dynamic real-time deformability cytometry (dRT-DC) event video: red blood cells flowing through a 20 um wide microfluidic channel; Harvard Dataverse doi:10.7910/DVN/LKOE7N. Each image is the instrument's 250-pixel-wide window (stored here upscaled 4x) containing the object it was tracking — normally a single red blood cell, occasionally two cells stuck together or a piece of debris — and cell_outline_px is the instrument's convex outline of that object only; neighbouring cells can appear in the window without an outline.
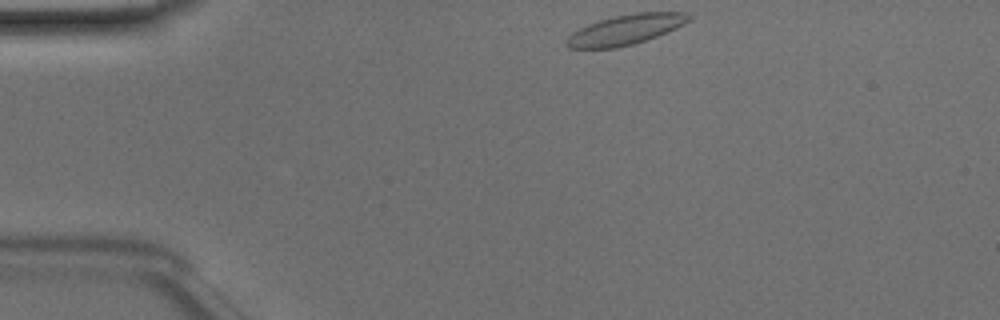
{"species": "Egyptian fruit bat (a non-hibernating species)", "species_latin": "Rousettus aegyptiacus", "temperature_condition": "room temperature", "stored_images_in_passage": 41, "camera_frame_rate_fps": 3000, "um_per_image_px": 0.085, "animal": {"sex": "male"}, "frame": {"image": 1, "passage_image": 1, "time_ms": 0.0, "image_size_px": [1000, 320], "cell_outline_px": [[696, 16], [692, 20], [668, 32], [632, 44], [616, 48], [568, 48], [564, 44], [564, 40], [572, 32], [588, 24], [600, 20], [616, 16], [636, 12], [684, 12]], "centroid_in_image_um": [53.2, 2.51], "position_along_channel_um": 31.8, "area_um2": 21.5}}
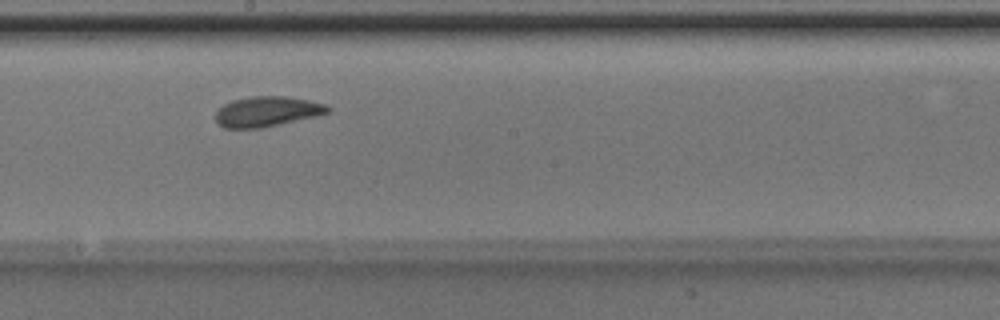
{"frame": {"image": 2, "passage_image": 19, "time_ms": 6.0, "image_size_px": [1000, 320], "cell_outline_px": [[332, 108], [328, 112], [320, 116], [260, 128], [224, 128], [216, 124], [216, 112], [224, 104], [232, 100], [252, 96], [284, 96], [308, 100], [328, 104]], "centroid_in_image_um": [22.73, 9.48], "position_along_channel_um": 225.5, "area_um2": 19.94}}
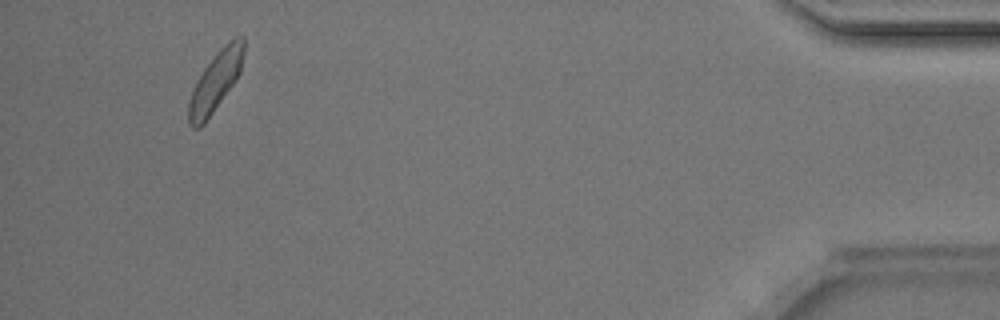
{"frame": {"image": 3, "passage_image": 38, "time_ms": 12.333, "image_size_px": [1000, 320], "cell_outline_px": [[244, 52], [240, 72], [232, 84], [204, 124], [200, 128], [192, 128], [188, 124], [188, 104], [192, 92], [204, 68], [220, 48], [236, 36], [244, 36]], "centroid_in_image_um": [18.31, 6.93], "position_along_channel_um": 416.9, "area_um2": 18.61}, "authors_computed_cell_mechanics": {"area_um2": 19.1896, "velocity_mm_per_s": 4.1071, "shape_relaxation_time_tau1_ms": 2.665, "shape_relaxation_time_tau2_ms": 1.2266, "deformation_change_tau1": 0.0993, "deformation_change_tau2": 0.0714}}